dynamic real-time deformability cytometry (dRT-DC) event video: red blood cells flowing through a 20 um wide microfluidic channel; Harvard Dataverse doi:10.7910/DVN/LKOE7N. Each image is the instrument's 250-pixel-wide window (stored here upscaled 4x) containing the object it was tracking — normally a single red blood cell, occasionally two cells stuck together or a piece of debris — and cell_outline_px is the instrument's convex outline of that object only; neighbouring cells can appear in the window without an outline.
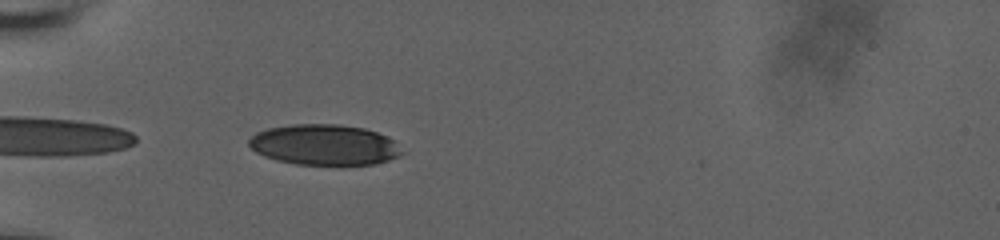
{"species": "human", "species_latin": "Homo sapiens", "temperature_condition": "room temperature", "stored_images_in_passage": 19, "segment_of_instrument_passage": [2, 2], "camera_frame_rate_fps": 3000, "um_per_image_px": 0.085, "donor": {"sex": "male"}, "frame": {"image": 1, "passage_image": 19, "time_ms": 6.0, "image_size_px": [1000, 240], "cell_outline_px": [[404, 152], [400, 156], [376, 164], [296, 164], [276, 160], [264, 156], [256, 152], [248, 144], [248, 140], [256, 132], [268, 128], [292, 124], [340, 124], [364, 128], [388, 136]], "centroid_in_image_um": [27.56, 12.3], "position_along_channel_um": 57.4, "area_um2": 36.18}}